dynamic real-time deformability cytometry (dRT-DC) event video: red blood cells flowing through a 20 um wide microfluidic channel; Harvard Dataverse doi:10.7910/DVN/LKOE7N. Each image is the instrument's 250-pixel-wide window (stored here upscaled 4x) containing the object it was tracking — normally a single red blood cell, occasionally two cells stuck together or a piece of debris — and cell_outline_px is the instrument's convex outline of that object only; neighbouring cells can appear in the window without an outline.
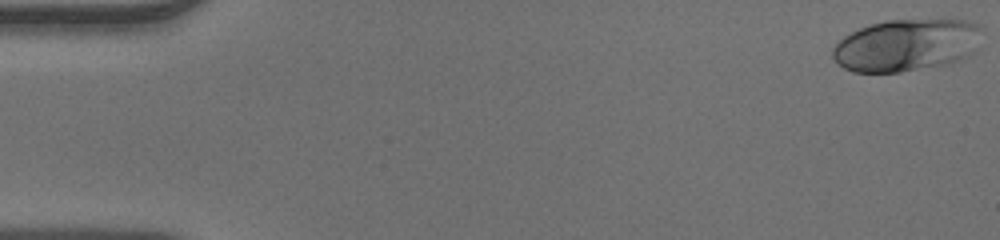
{"species": "human", "species_latin": "Homo sapiens", "temperature_condition": "warm", "stored_images_in_passage": 49, "camera_frame_rate_fps": 3000, "um_per_image_px": 0.085, "donor": {"sex": "male"}, "frame": {"image": 1, "passage_image": 1, "time_ms": 0.0, "image_size_px": [1000, 240], "cell_outline_px": [[980, 48], [976, 52], [960, 60], [944, 64], [900, 72], [852, 72], [836, 64], [832, 56], [832, 48], [844, 36], [860, 28], [884, 20], [964, 20], [980, 24]], "centroid_in_image_um": [77.06, 3.84], "position_along_channel_um": 7.9, "area_um2": 45.66}}
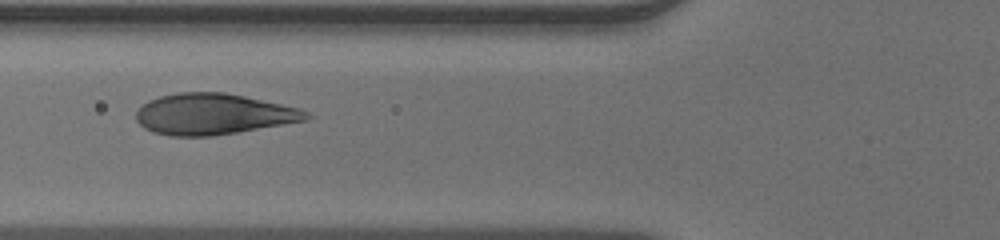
{"frame": {"image": 2, "passage_image": 19, "time_ms": 6.0, "image_size_px": [1000, 240], "cell_outline_px": [[312, 116], [308, 120], [212, 136], [172, 136], [152, 132], [144, 128], [136, 120], [136, 112], [148, 100], [160, 96], [180, 92], [224, 92], [244, 96], [300, 108], [308, 112]], "centroid_in_image_um": [18.13, 9.7], "position_along_channel_um": 107.7, "area_um2": 40.52}}
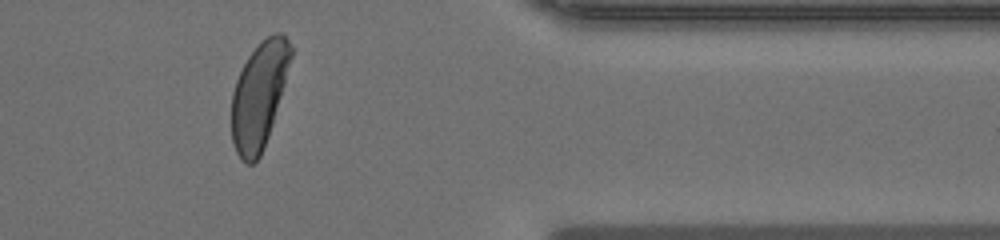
{"frame": {"image": 3, "passage_image": 41, "time_ms": 13.333, "image_size_px": [1000, 240], "cell_outline_px": [[292, 56], [284, 84], [272, 124], [260, 156], [252, 164], [248, 164], [236, 152], [232, 140], [232, 92], [236, 80], [248, 56], [272, 32], [280, 32], [288, 40], [292, 48]], "centroid_in_image_um": [22.02, 8.09], "position_along_channel_um": 389.4, "area_um2": 35.89}}